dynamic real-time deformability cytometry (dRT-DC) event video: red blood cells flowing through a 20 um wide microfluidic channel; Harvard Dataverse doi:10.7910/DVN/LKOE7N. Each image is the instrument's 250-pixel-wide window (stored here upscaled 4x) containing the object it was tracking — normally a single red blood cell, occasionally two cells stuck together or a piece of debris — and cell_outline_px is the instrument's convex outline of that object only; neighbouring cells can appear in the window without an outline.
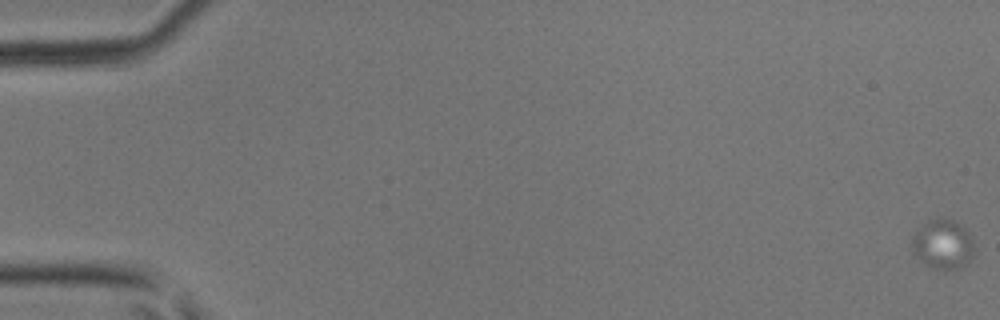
{"species": "common noctule bat (a hibernating species)", "species_latin": "Nyctalus noctula", "temperature_condition": "room temperature", "stored_images_in_passage": 21, "camera_frame_rate_fps": 3000, "um_per_image_px": 0.085, "animal": {"sex": "male", "body_mass_g": 17.9, "forearm_length_mm": 54.2}, "frame": {"image": 1, "passage_image": 1, "time_ms": 0.0, "image_size_px": [1000, 320], "cell_outline_px": [[972, 256], [960, 268], [932, 268], [924, 264], [912, 252], [912, 240], [916, 232], [928, 220], [936, 216], [944, 216], [956, 220], [972, 236]], "centroid_in_image_um": [80.12, 20.71], "position_along_channel_um": 4.9, "area_um2": 17.92}}
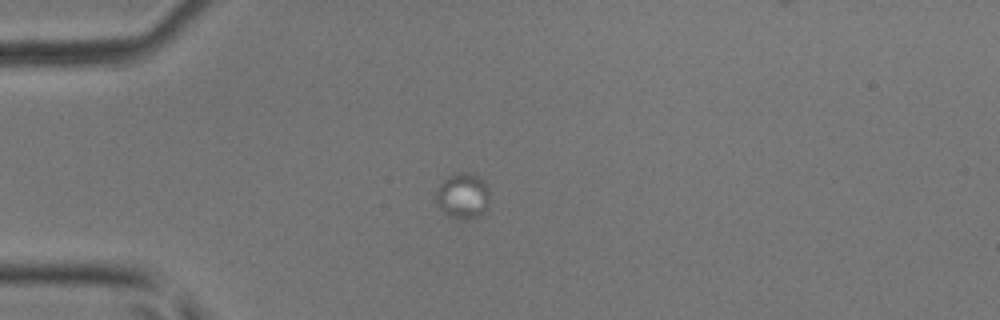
{"frame": {"image": 2, "passage_image": 15, "time_ms": 4.667, "image_size_px": [1000, 320], "cell_outline_px": [[488, 204], [484, 212], [480, 216], [472, 220], [460, 220], [448, 216], [436, 204], [436, 192], [440, 184], [448, 176], [456, 172], [472, 172], [480, 176], [484, 180], [488, 188]], "centroid_in_image_um": [39.35, 16.66], "position_along_channel_um": 45.6, "area_um2": 14.68}}
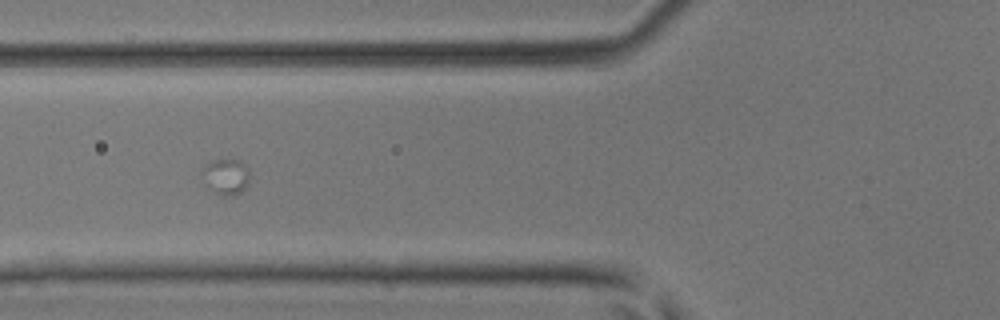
{"frame": {"image": 3, "passage_image": 21, "time_ms": 6.667, "image_size_px": [1000, 320], "cell_outline_px": [[248, 184], [236, 196], [224, 196], [208, 188], [200, 172], [200, 168], [204, 164], [212, 160], [240, 160], [248, 168]], "centroid_in_image_um": [19.16, 15.0], "position_along_channel_um": 106.6, "area_um2": 10.06}}